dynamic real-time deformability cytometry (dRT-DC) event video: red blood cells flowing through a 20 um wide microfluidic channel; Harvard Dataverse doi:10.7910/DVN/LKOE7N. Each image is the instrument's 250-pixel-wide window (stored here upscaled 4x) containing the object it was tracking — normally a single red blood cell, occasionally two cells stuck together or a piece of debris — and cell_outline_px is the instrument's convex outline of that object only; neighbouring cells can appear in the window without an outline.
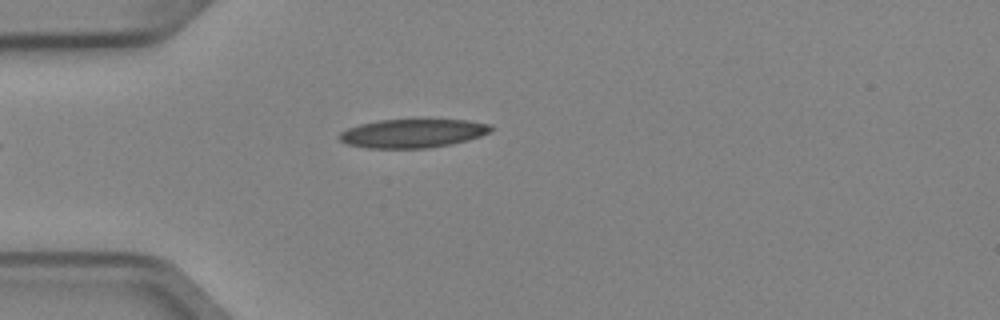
{"species": "Egyptian fruit bat (a non-hibernating species)", "species_latin": "Rousettus aegyptiacus", "temperature_condition": "cold", "stored_images_in_passage": 4, "camera_frame_rate_fps": 3000, "um_per_image_px": 0.085, "animal": {"sex": "female"}, "frame": {"image": 1, "passage_image": 4, "time_ms": 1.0, "image_size_px": [1000, 320], "cell_outline_px": [[496, 128], [480, 136], [468, 140], [452, 144], [428, 148], [368, 148], [348, 144], [340, 140], [340, 132], [348, 128], [360, 124], [380, 120], [468, 120], [492, 124]], "centroid_in_image_um": [35.13, 11.33], "position_along_channel_um": 49.9, "area_um2": 25.26}}